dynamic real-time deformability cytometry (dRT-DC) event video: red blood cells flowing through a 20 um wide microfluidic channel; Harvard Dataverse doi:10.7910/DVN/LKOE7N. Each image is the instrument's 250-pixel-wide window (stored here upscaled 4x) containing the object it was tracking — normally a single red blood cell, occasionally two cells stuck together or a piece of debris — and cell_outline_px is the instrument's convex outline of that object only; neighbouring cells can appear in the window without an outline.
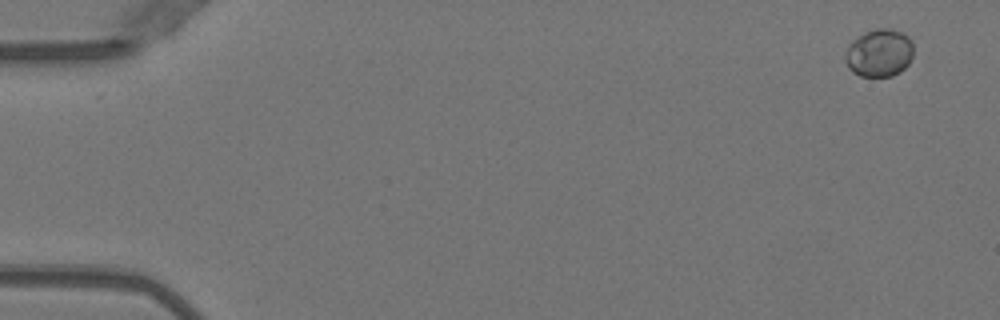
{"species": "Egyptian fruit bat (a non-hibernating species)", "species_latin": "Rousettus aegyptiacus", "temperature_condition": "warm", "stored_images_in_passage": 10, "segment_of_instrument_passage": [1, 2], "camera_frame_rate_fps": 3000, "um_per_image_px": 0.085, "animal": {"sex": "female"}, "frame": {"image": 1, "passage_image": 1, "time_ms": 0.0, "image_size_px": [1000, 320], "cell_outline_px": [[912, 56], [908, 64], [900, 72], [892, 76], [860, 76], [852, 72], [848, 68], [844, 60], [844, 56], [852, 40], [864, 32], [876, 28], [892, 28], [908, 36], [912, 40]], "centroid_in_image_um": [74.72, 4.5], "position_along_channel_um": 10.3, "area_um2": 19.13}}